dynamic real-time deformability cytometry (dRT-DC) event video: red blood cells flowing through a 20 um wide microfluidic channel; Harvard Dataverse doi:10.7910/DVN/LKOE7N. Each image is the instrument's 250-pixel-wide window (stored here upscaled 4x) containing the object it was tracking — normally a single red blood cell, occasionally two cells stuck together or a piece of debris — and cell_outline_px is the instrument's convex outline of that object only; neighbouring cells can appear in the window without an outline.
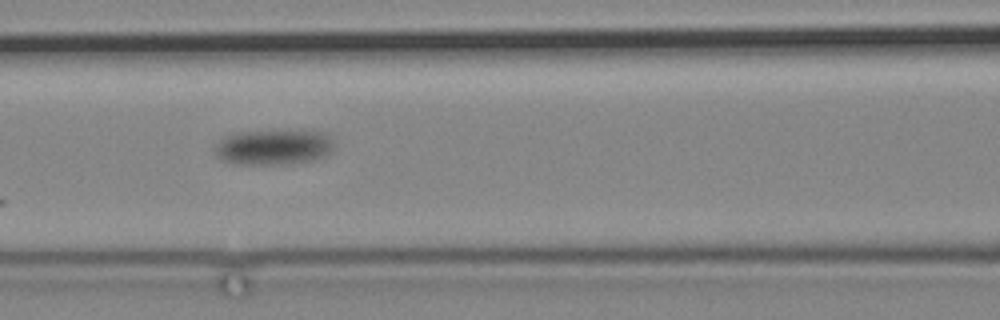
{"species": "common noctule bat (a hibernating species)", "species_latin": "Nyctalus noctula", "temperature_condition": "cold", "stored_images_in_passage": 10, "camera_frame_rate_fps": 3000, "um_per_image_px": 0.085, "animal": {"sex": "male", "body_mass_g": 19.2, "forearm_length_mm": 51.8}, "frame": {"image": 1, "passage_image": 5, "time_ms": 5.667, "image_size_px": [1000, 320], "cell_outline_px": [[336, 144], [332, 152], [324, 156], [312, 160], [292, 164], [240, 164], [224, 160], [216, 156], [212, 148], [224, 136], [240, 132], [300, 128], [312, 128], [328, 132], [332, 136]], "centroid_in_image_um": [23.38, 12.44], "position_along_channel_um": 143.2, "area_um2": 25.95}}
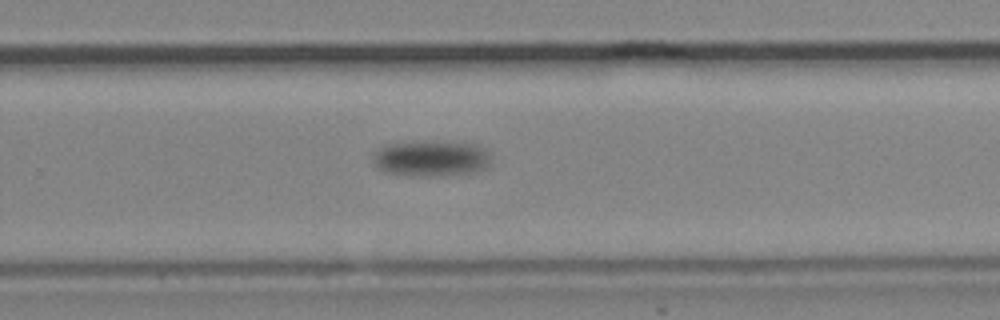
{"frame": {"image": 2, "passage_image": 10, "time_ms": 11.333, "image_size_px": [1000, 320], "cell_outline_px": [[488, 164], [484, 168], [476, 172], [444, 176], [424, 176], [388, 172], [376, 168], [372, 160], [372, 152], [376, 148], [384, 144], [476, 144], [488, 148]], "centroid_in_image_um": [36.61, 13.51], "position_along_channel_um": 293.2, "area_um2": 23.87}}